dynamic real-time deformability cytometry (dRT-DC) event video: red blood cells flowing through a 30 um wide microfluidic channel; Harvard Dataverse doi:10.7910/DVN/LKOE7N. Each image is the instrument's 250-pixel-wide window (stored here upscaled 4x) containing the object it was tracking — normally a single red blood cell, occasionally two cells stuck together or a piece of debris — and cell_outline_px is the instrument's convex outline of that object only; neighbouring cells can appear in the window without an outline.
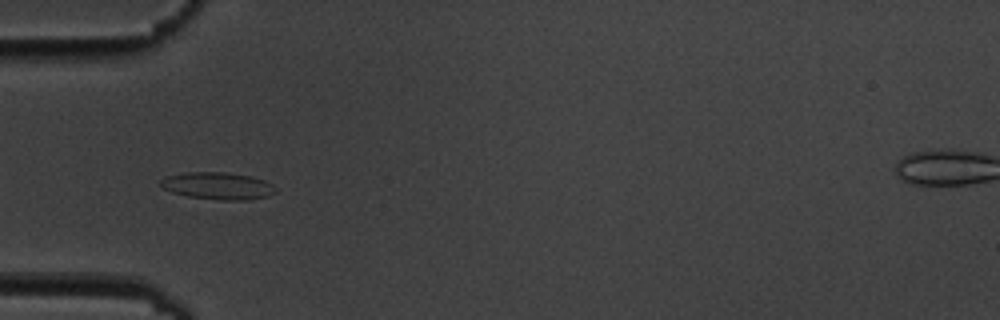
{"species": "common noctule bat (a hibernating species)", "species_latin": "Nyctalus noctula", "temperature_condition": "cold", "stored_images_in_passage": 6, "camera_frame_rate_fps": 3000, "um_per_image_px": 0.085, "animal": {"sex": "male", "body_mass_g": 19.5, "forearm_length_mm": 54.6}, "frame": {"image": 1, "passage_image": 1, "time_ms": 0.0, "image_size_px": [1000, 320], "cell_outline_px": [[276, 192], [268, 196], [248, 200], [220, 200], [188, 196], [172, 192], [164, 188], [160, 184], [160, 180], [168, 176], [184, 172], [224, 172], [252, 176], [264, 180], [272, 184], [276, 188]], "centroid_in_image_um": [18.54, 15.79], "position_along_channel_um": 66.5, "area_um2": 18.21}}
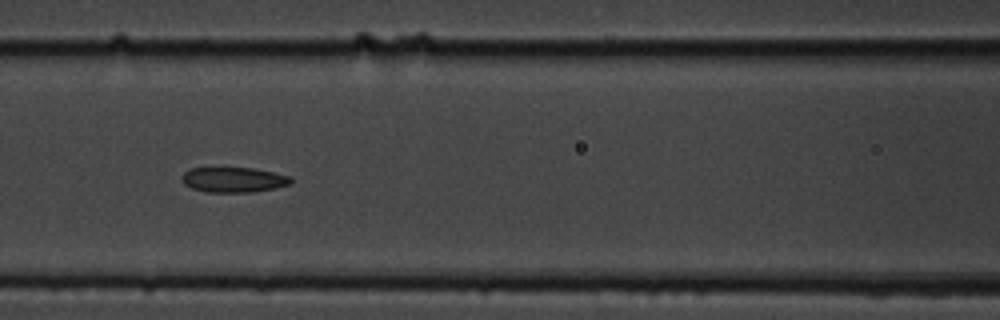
{"frame": {"image": 2, "passage_image": 3, "time_ms": 2.333, "image_size_px": [1000, 320], "cell_outline_px": [[292, 184], [276, 188], [252, 192], [204, 192], [192, 188], [184, 184], [180, 180], [180, 176], [188, 168], [252, 168], [292, 176]], "centroid_in_image_um": [19.84, 15.28], "position_along_channel_um": 146.8, "area_um2": 16.18}}
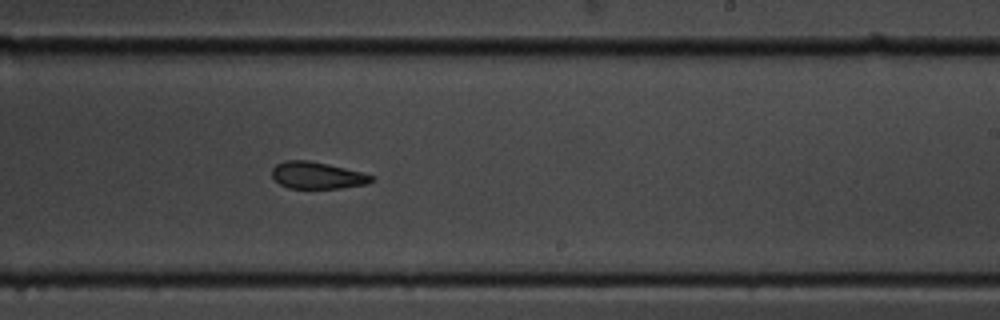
{"frame": {"image": 3, "passage_image": 6, "time_ms": 5.667, "image_size_px": [1000, 320], "cell_outline_px": [[376, 180], [368, 184], [340, 188], [288, 188], [280, 184], [272, 176], [272, 168], [276, 164], [284, 160], [308, 160], [328, 164], [376, 176]], "centroid_in_image_um": [26.98, 14.91], "position_along_channel_um": 262.0, "area_um2": 15.66}}